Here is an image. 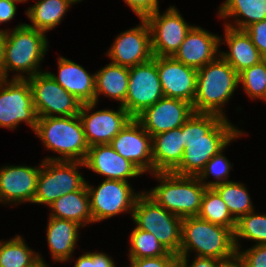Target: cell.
<instances>
[{"label": "cell", "mask_w": 266, "mask_h": 267, "mask_svg": "<svg viewBox=\"0 0 266 267\" xmlns=\"http://www.w3.org/2000/svg\"><path fill=\"white\" fill-rule=\"evenodd\" d=\"M242 129L216 114L194 113L183 125L186 147L180 164L172 173L198 176L206 163Z\"/></svg>", "instance_id": "6da1fadb"}, {"label": "cell", "mask_w": 266, "mask_h": 267, "mask_svg": "<svg viewBox=\"0 0 266 267\" xmlns=\"http://www.w3.org/2000/svg\"><path fill=\"white\" fill-rule=\"evenodd\" d=\"M2 31H6L5 78L28 79L45 71L41 64L49 48L46 33L28 27L25 22H20L14 29L2 28ZM9 72L14 75L9 76Z\"/></svg>", "instance_id": "7a4b0ae2"}, {"label": "cell", "mask_w": 266, "mask_h": 267, "mask_svg": "<svg viewBox=\"0 0 266 267\" xmlns=\"http://www.w3.org/2000/svg\"><path fill=\"white\" fill-rule=\"evenodd\" d=\"M239 74L219 55L215 60L197 70L194 113L216 114L229 119L225 105L239 87Z\"/></svg>", "instance_id": "3957f363"}, {"label": "cell", "mask_w": 266, "mask_h": 267, "mask_svg": "<svg viewBox=\"0 0 266 267\" xmlns=\"http://www.w3.org/2000/svg\"><path fill=\"white\" fill-rule=\"evenodd\" d=\"M44 148L59 156H46L43 160L84 162L89 146L78 115L39 117L35 131Z\"/></svg>", "instance_id": "277c9868"}, {"label": "cell", "mask_w": 266, "mask_h": 267, "mask_svg": "<svg viewBox=\"0 0 266 267\" xmlns=\"http://www.w3.org/2000/svg\"><path fill=\"white\" fill-rule=\"evenodd\" d=\"M234 232L221 225L210 223L198 216L182 220L181 248L178 256L196 254L227 261L236 256Z\"/></svg>", "instance_id": "5b68a950"}, {"label": "cell", "mask_w": 266, "mask_h": 267, "mask_svg": "<svg viewBox=\"0 0 266 267\" xmlns=\"http://www.w3.org/2000/svg\"><path fill=\"white\" fill-rule=\"evenodd\" d=\"M150 175L159 183L144 192L158 205L181 218L199 215L206 187L197 176H180L172 172Z\"/></svg>", "instance_id": "8992f818"}, {"label": "cell", "mask_w": 266, "mask_h": 267, "mask_svg": "<svg viewBox=\"0 0 266 267\" xmlns=\"http://www.w3.org/2000/svg\"><path fill=\"white\" fill-rule=\"evenodd\" d=\"M82 167L81 161L41 160L33 204L48 207L65 194L87 189V180L79 170Z\"/></svg>", "instance_id": "52a82bcc"}, {"label": "cell", "mask_w": 266, "mask_h": 267, "mask_svg": "<svg viewBox=\"0 0 266 267\" xmlns=\"http://www.w3.org/2000/svg\"><path fill=\"white\" fill-rule=\"evenodd\" d=\"M131 219L138 229L152 233L169 252L179 254L183 218L158 205L143 192L136 200Z\"/></svg>", "instance_id": "ba28073f"}, {"label": "cell", "mask_w": 266, "mask_h": 267, "mask_svg": "<svg viewBox=\"0 0 266 267\" xmlns=\"http://www.w3.org/2000/svg\"><path fill=\"white\" fill-rule=\"evenodd\" d=\"M86 188L95 224L125 212L132 217L136 200L144 192H135L130 182L106 179L95 188L86 182Z\"/></svg>", "instance_id": "9c48e42d"}, {"label": "cell", "mask_w": 266, "mask_h": 267, "mask_svg": "<svg viewBox=\"0 0 266 267\" xmlns=\"http://www.w3.org/2000/svg\"><path fill=\"white\" fill-rule=\"evenodd\" d=\"M37 120L28 79L0 81V127L13 131L25 122L34 132Z\"/></svg>", "instance_id": "30bf717a"}, {"label": "cell", "mask_w": 266, "mask_h": 267, "mask_svg": "<svg viewBox=\"0 0 266 267\" xmlns=\"http://www.w3.org/2000/svg\"><path fill=\"white\" fill-rule=\"evenodd\" d=\"M28 82L38 118L79 114L82 104L59 85L47 71L28 78Z\"/></svg>", "instance_id": "8fae6325"}, {"label": "cell", "mask_w": 266, "mask_h": 267, "mask_svg": "<svg viewBox=\"0 0 266 267\" xmlns=\"http://www.w3.org/2000/svg\"><path fill=\"white\" fill-rule=\"evenodd\" d=\"M145 20L150 28L153 56L159 57H172L194 26L188 24L174 5H170L163 13L157 10Z\"/></svg>", "instance_id": "7c38bea8"}, {"label": "cell", "mask_w": 266, "mask_h": 267, "mask_svg": "<svg viewBox=\"0 0 266 267\" xmlns=\"http://www.w3.org/2000/svg\"><path fill=\"white\" fill-rule=\"evenodd\" d=\"M163 97L156 56L150 61L129 68L127 96L122 107L133 118Z\"/></svg>", "instance_id": "4fadbf2b"}, {"label": "cell", "mask_w": 266, "mask_h": 267, "mask_svg": "<svg viewBox=\"0 0 266 267\" xmlns=\"http://www.w3.org/2000/svg\"><path fill=\"white\" fill-rule=\"evenodd\" d=\"M95 102L83 103L79 110L88 146L109 144L133 118L123 107L98 109Z\"/></svg>", "instance_id": "5bb4252c"}, {"label": "cell", "mask_w": 266, "mask_h": 267, "mask_svg": "<svg viewBox=\"0 0 266 267\" xmlns=\"http://www.w3.org/2000/svg\"><path fill=\"white\" fill-rule=\"evenodd\" d=\"M135 27L120 32L105 55L113 64L132 67L153 58L150 28L145 19Z\"/></svg>", "instance_id": "9a60e30c"}, {"label": "cell", "mask_w": 266, "mask_h": 267, "mask_svg": "<svg viewBox=\"0 0 266 267\" xmlns=\"http://www.w3.org/2000/svg\"><path fill=\"white\" fill-rule=\"evenodd\" d=\"M193 114L191 103L182 99L163 97L144 109L135 119L152 137L181 127Z\"/></svg>", "instance_id": "2e32d148"}, {"label": "cell", "mask_w": 266, "mask_h": 267, "mask_svg": "<svg viewBox=\"0 0 266 267\" xmlns=\"http://www.w3.org/2000/svg\"><path fill=\"white\" fill-rule=\"evenodd\" d=\"M41 163L37 166L2 165L0 168V204L17 206L33 203Z\"/></svg>", "instance_id": "e0dca14e"}, {"label": "cell", "mask_w": 266, "mask_h": 267, "mask_svg": "<svg viewBox=\"0 0 266 267\" xmlns=\"http://www.w3.org/2000/svg\"><path fill=\"white\" fill-rule=\"evenodd\" d=\"M109 145L143 174L153 173L152 137L132 118Z\"/></svg>", "instance_id": "ac0fdd59"}, {"label": "cell", "mask_w": 266, "mask_h": 267, "mask_svg": "<svg viewBox=\"0 0 266 267\" xmlns=\"http://www.w3.org/2000/svg\"><path fill=\"white\" fill-rule=\"evenodd\" d=\"M156 65L164 97L182 99L193 105L197 70L173 57L156 56Z\"/></svg>", "instance_id": "d6986e66"}, {"label": "cell", "mask_w": 266, "mask_h": 267, "mask_svg": "<svg viewBox=\"0 0 266 267\" xmlns=\"http://www.w3.org/2000/svg\"><path fill=\"white\" fill-rule=\"evenodd\" d=\"M220 46V35L194 25L172 57L198 70L220 55Z\"/></svg>", "instance_id": "ffe728a7"}, {"label": "cell", "mask_w": 266, "mask_h": 267, "mask_svg": "<svg viewBox=\"0 0 266 267\" xmlns=\"http://www.w3.org/2000/svg\"><path fill=\"white\" fill-rule=\"evenodd\" d=\"M85 168L105 177L106 180L137 178L143 173L129 160L119 155L109 144L90 146L84 160Z\"/></svg>", "instance_id": "44dd1931"}, {"label": "cell", "mask_w": 266, "mask_h": 267, "mask_svg": "<svg viewBox=\"0 0 266 267\" xmlns=\"http://www.w3.org/2000/svg\"><path fill=\"white\" fill-rule=\"evenodd\" d=\"M57 63L56 74L47 71L53 79L81 104L95 102V73L64 56H59Z\"/></svg>", "instance_id": "7402d4cb"}, {"label": "cell", "mask_w": 266, "mask_h": 267, "mask_svg": "<svg viewBox=\"0 0 266 267\" xmlns=\"http://www.w3.org/2000/svg\"><path fill=\"white\" fill-rule=\"evenodd\" d=\"M223 27L224 35L223 37L220 35V44H226L229 50H220V55L238 74L264 60L263 55L252 43L245 30L234 29L226 25Z\"/></svg>", "instance_id": "603a6c76"}, {"label": "cell", "mask_w": 266, "mask_h": 267, "mask_svg": "<svg viewBox=\"0 0 266 267\" xmlns=\"http://www.w3.org/2000/svg\"><path fill=\"white\" fill-rule=\"evenodd\" d=\"M47 221L46 241L52 260L55 263L74 261L72 257L78 245L81 226L73 221L54 217H49Z\"/></svg>", "instance_id": "cb8c5ba5"}, {"label": "cell", "mask_w": 266, "mask_h": 267, "mask_svg": "<svg viewBox=\"0 0 266 267\" xmlns=\"http://www.w3.org/2000/svg\"><path fill=\"white\" fill-rule=\"evenodd\" d=\"M185 147L182 126L152 136L153 173L172 172L180 164Z\"/></svg>", "instance_id": "d4e9b609"}, {"label": "cell", "mask_w": 266, "mask_h": 267, "mask_svg": "<svg viewBox=\"0 0 266 267\" xmlns=\"http://www.w3.org/2000/svg\"><path fill=\"white\" fill-rule=\"evenodd\" d=\"M216 14L227 21L223 25L244 30L252 23L266 20V0H225Z\"/></svg>", "instance_id": "484cf974"}, {"label": "cell", "mask_w": 266, "mask_h": 267, "mask_svg": "<svg viewBox=\"0 0 266 267\" xmlns=\"http://www.w3.org/2000/svg\"><path fill=\"white\" fill-rule=\"evenodd\" d=\"M78 3H80L79 0H37L25 10L28 20L31 21L26 25L47 34L58 27L69 9Z\"/></svg>", "instance_id": "4316f807"}, {"label": "cell", "mask_w": 266, "mask_h": 267, "mask_svg": "<svg viewBox=\"0 0 266 267\" xmlns=\"http://www.w3.org/2000/svg\"><path fill=\"white\" fill-rule=\"evenodd\" d=\"M48 207L50 210L49 217L73 221L82 228H85L88 224H94L87 189H79L65 194Z\"/></svg>", "instance_id": "83f0119b"}, {"label": "cell", "mask_w": 266, "mask_h": 267, "mask_svg": "<svg viewBox=\"0 0 266 267\" xmlns=\"http://www.w3.org/2000/svg\"><path fill=\"white\" fill-rule=\"evenodd\" d=\"M129 82V68L109 62L95 72V103L99 104V96L103 95L125 103Z\"/></svg>", "instance_id": "f1b7e54d"}, {"label": "cell", "mask_w": 266, "mask_h": 267, "mask_svg": "<svg viewBox=\"0 0 266 267\" xmlns=\"http://www.w3.org/2000/svg\"><path fill=\"white\" fill-rule=\"evenodd\" d=\"M21 235L0 240V267H30L39 260L40 252L31 249Z\"/></svg>", "instance_id": "f546056e"}, {"label": "cell", "mask_w": 266, "mask_h": 267, "mask_svg": "<svg viewBox=\"0 0 266 267\" xmlns=\"http://www.w3.org/2000/svg\"><path fill=\"white\" fill-rule=\"evenodd\" d=\"M214 189L219 193L226 203L232 217L237 221L241 216L255 210L252 197L243 182H225L216 185Z\"/></svg>", "instance_id": "4dcf8cb0"}, {"label": "cell", "mask_w": 266, "mask_h": 267, "mask_svg": "<svg viewBox=\"0 0 266 267\" xmlns=\"http://www.w3.org/2000/svg\"><path fill=\"white\" fill-rule=\"evenodd\" d=\"M248 240L256 245H266V214L255 210L241 216L236 221L234 245L236 250L242 249L241 240Z\"/></svg>", "instance_id": "1f68e13d"}, {"label": "cell", "mask_w": 266, "mask_h": 267, "mask_svg": "<svg viewBox=\"0 0 266 267\" xmlns=\"http://www.w3.org/2000/svg\"><path fill=\"white\" fill-rule=\"evenodd\" d=\"M198 217L210 223L228 227L233 232L236 227V220L214 188H206Z\"/></svg>", "instance_id": "d6a6232c"}, {"label": "cell", "mask_w": 266, "mask_h": 267, "mask_svg": "<svg viewBox=\"0 0 266 267\" xmlns=\"http://www.w3.org/2000/svg\"><path fill=\"white\" fill-rule=\"evenodd\" d=\"M246 135L248 134L244 130H241L221 151L206 163L204 169L197 176L206 188H214L216 185L233 181L230 180V170L233 168L234 164L227 159L224 151L233 141ZM211 176H213V179L215 180L207 181Z\"/></svg>", "instance_id": "836d02e7"}, {"label": "cell", "mask_w": 266, "mask_h": 267, "mask_svg": "<svg viewBox=\"0 0 266 267\" xmlns=\"http://www.w3.org/2000/svg\"><path fill=\"white\" fill-rule=\"evenodd\" d=\"M128 258L142 259L167 255L169 251L150 232L134 226L129 235Z\"/></svg>", "instance_id": "e575fe53"}, {"label": "cell", "mask_w": 266, "mask_h": 267, "mask_svg": "<svg viewBox=\"0 0 266 267\" xmlns=\"http://www.w3.org/2000/svg\"><path fill=\"white\" fill-rule=\"evenodd\" d=\"M239 85L248 98L266 103V59L240 72Z\"/></svg>", "instance_id": "d590c367"}, {"label": "cell", "mask_w": 266, "mask_h": 267, "mask_svg": "<svg viewBox=\"0 0 266 267\" xmlns=\"http://www.w3.org/2000/svg\"><path fill=\"white\" fill-rule=\"evenodd\" d=\"M236 251L244 267H266V245L252 244L251 248Z\"/></svg>", "instance_id": "8d00e7d4"}, {"label": "cell", "mask_w": 266, "mask_h": 267, "mask_svg": "<svg viewBox=\"0 0 266 267\" xmlns=\"http://www.w3.org/2000/svg\"><path fill=\"white\" fill-rule=\"evenodd\" d=\"M73 267H117L116 263L105 252H83L81 256L76 258Z\"/></svg>", "instance_id": "74e56055"}, {"label": "cell", "mask_w": 266, "mask_h": 267, "mask_svg": "<svg viewBox=\"0 0 266 267\" xmlns=\"http://www.w3.org/2000/svg\"><path fill=\"white\" fill-rule=\"evenodd\" d=\"M128 259L130 264L125 267H178V255L172 252L160 257Z\"/></svg>", "instance_id": "f35d334b"}, {"label": "cell", "mask_w": 266, "mask_h": 267, "mask_svg": "<svg viewBox=\"0 0 266 267\" xmlns=\"http://www.w3.org/2000/svg\"><path fill=\"white\" fill-rule=\"evenodd\" d=\"M245 32L250 36L252 43L266 59V20L258 21L246 27Z\"/></svg>", "instance_id": "ab89813d"}, {"label": "cell", "mask_w": 266, "mask_h": 267, "mask_svg": "<svg viewBox=\"0 0 266 267\" xmlns=\"http://www.w3.org/2000/svg\"><path fill=\"white\" fill-rule=\"evenodd\" d=\"M139 19H145L147 16L160 9L159 0H123Z\"/></svg>", "instance_id": "60d3db41"}, {"label": "cell", "mask_w": 266, "mask_h": 267, "mask_svg": "<svg viewBox=\"0 0 266 267\" xmlns=\"http://www.w3.org/2000/svg\"><path fill=\"white\" fill-rule=\"evenodd\" d=\"M189 258V256H178V267H220L223 262L222 260H218L216 258L196 255L192 259L193 261Z\"/></svg>", "instance_id": "b9f144b4"}, {"label": "cell", "mask_w": 266, "mask_h": 267, "mask_svg": "<svg viewBox=\"0 0 266 267\" xmlns=\"http://www.w3.org/2000/svg\"><path fill=\"white\" fill-rule=\"evenodd\" d=\"M18 3H26V0H0V25L14 19ZM0 31H2L1 28Z\"/></svg>", "instance_id": "7bdbcfd3"}, {"label": "cell", "mask_w": 266, "mask_h": 267, "mask_svg": "<svg viewBox=\"0 0 266 267\" xmlns=\"http://www.w3.org/2000/svg\"><path fill=\"white\" fill-rule=\"evenodd\" d=\"M5 43H6V31H0V81L6 79L4 76Z\"/></svg>", "instance_id": "ee69618b"}, {"label": "cell", "mask_w": 266, "mask_h": 267, "mask_svg": "<svg viewBox=\"0 0 266 267\" xmlns=\"http://www.w3.org/2000/svg\"><path fill=\"white\" fill-rule=\"evenodd\" d=\"M220 267H244V264L236 255L233 259L223 261Z\"/></svg>", "instance_id": "f6af8a7d"}, {"label": "cell", "mask_w": 266, "mask_h": 267, "mask_svg": "<svg viewBox=\"0 0 266 267\" xmlns=\"http://www.w3.org/2000/svg\"><path fill=\"white\" fill-rule=\"evenodd\" d=\"M30 267H51L47 264L41 254H39V260Z\"/></svg>", "instance_id": "bcb514c9"}]
</instances>
